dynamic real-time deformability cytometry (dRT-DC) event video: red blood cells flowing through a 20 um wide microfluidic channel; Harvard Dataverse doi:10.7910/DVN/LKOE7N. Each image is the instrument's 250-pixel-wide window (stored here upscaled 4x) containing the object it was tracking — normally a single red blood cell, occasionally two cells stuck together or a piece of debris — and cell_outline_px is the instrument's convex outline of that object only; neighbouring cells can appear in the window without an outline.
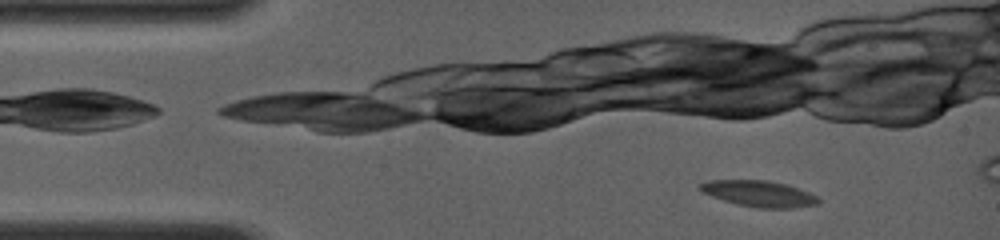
{"species": "common noctule bat (a hibernating species)", "species_latin": "Nyctalus noctula", "temperature_condition": "room temperature", "stored_images_in_passage": 9, "camera_frame_rate_fps": 4000, "um_per_image_px": 0.085, "animal": {"sex": "female", "body_mass_g": 19.0, "forearm_length_mm": 56.7}, "frame": {"image": 1, "passage_image": 6, "time_ms": 1.5, "image_size_px": [1000, 240], "cell_outline_px": [[820, 204], [792, 208], [756, 208], [724, 200], [700, 192], [696, 184], [708, 180], [768, 180], [788, 184], [808, 192], [816, 196], [820, 200]], "centroid_in_image_um": [64.49, 16.45], "position_along_channel_um": 20.5, "area_um2": 18.15}}